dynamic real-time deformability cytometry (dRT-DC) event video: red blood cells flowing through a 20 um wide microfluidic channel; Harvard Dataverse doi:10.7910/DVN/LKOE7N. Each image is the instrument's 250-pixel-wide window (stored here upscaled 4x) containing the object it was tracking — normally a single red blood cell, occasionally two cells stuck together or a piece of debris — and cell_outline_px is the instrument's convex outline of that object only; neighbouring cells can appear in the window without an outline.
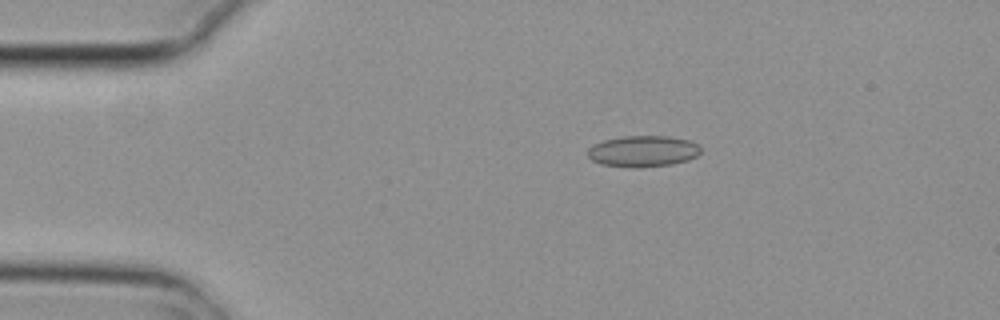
{"species": "common noctule bat (a hibernating species)", "species_latin": "Nyctalus noctula", "temperature_condition": "cold", "stored_images_in_passage": 5, "camera_frame_rate_fps": 3000, "um_per_image_px": 0.085, "animal": {"sex": "female", "body_mass_g": 29.2, "forearm_length_mm": 56.3}, "frame": {"image": 1, "passage_image": 1, "time_ms": 0.0, "image_size_px": [1000, 320], "cell_outline_px": [[700, 152], [696, 156], [688, 160], [672, 164], [600, 164], [592, 160], [588, 156], [588, 148], [592, 144], [604, 140], [624, 136], [668, 136], [688, 140], [696, 144], [700, 148]], "centroid_in_image_um": [54.65, 12.79], "position_along_channel_um": 30.3, "area_um2": 19.48}}
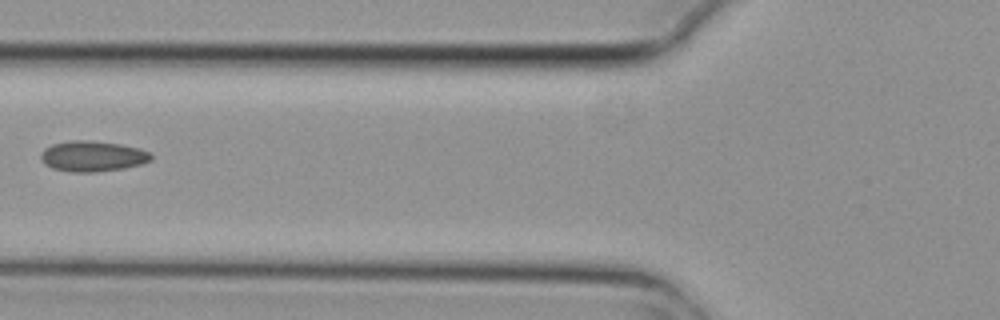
{"frame": {"image": 2, "passage_image": 4, "time_ms": 1.0, "image_size_px": [1000, 320], "cell_outline_px": [[152, 160], [140, 164], [124, 168], [96, 172], [72, 172], [52, 168], [44, 164], [40, 156], [44, 148], [52, 144], [72, 140], [88, 140], [120, 144], [140, 148], [148, 152], [152, 156]], "centroid_in_image_um": [7.86, 13.28], "position_along_channel_um": 117.9, "area_um2": 19.65}}
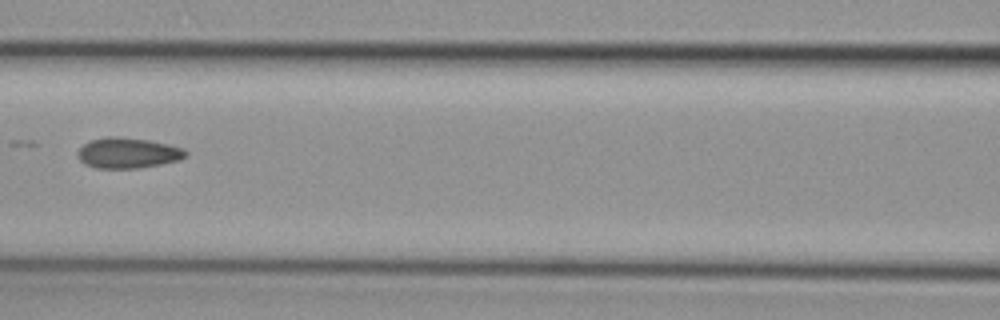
{"frame": {"image": 3, "passage_image": 5, "time_ms": 1.333, "image_size_px": [1000, 320], "cell_outline_px": [[188, 156], [180, 160], [160, 164], [136, 168], [96, 168], [84, 164], [76, 156], [76, 152], [84, 144], [92, 140], [108, 136], [120, 136], [148, 140], [168, 144], [184, 148], [188, 152]], "centroid_in_image_um": [10.87, 13.0], "position_along_channel_um": 155.7, "area_um2": 19.36}}